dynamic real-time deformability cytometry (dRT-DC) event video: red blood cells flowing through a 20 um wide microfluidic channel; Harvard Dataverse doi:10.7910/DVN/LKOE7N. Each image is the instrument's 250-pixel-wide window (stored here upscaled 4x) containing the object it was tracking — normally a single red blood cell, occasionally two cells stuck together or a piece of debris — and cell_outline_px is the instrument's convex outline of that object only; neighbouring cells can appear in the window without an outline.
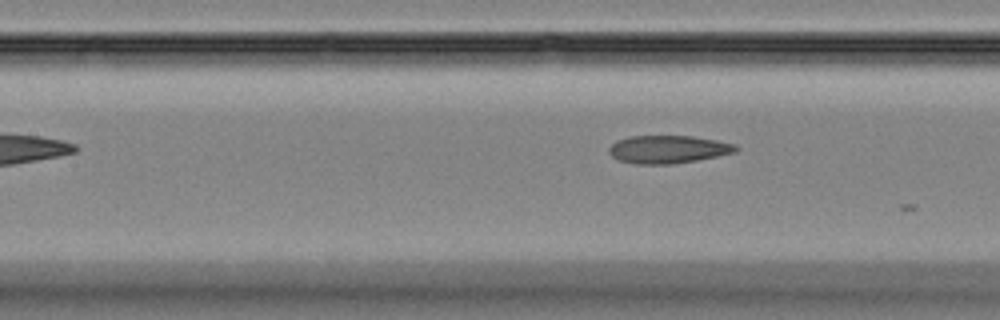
{"species": "Egyptian fruit bat (a non-hibernating species)", "species_latin": "Rousettus aegyptiacus", "temperature_condition": "room temperature", "stored_images_in_passage": 9, "segment_of_instrument_passage": [2, 2], "camera_frame_rate_fps": 3000, "um_per_image_px": 0.085, "animal": {"sex": "female"}, "frame": {"image": 1, "passage_image": 9, "time_ms": 2.667, "image_size_px": [1000, 320], "cell_outline_px": [[740, 148], [736, 152], [696, 160], [672, 164], [632, 164], [616, 160], [608, 152], [608, 148], [616, 140], [628, 136], [692, 136], [716, 140], [736, 144]], "centroid_in_image_um": [56.75, 12.69], "position_along_channel_um": 150.7, "area_um2": 20.81}}